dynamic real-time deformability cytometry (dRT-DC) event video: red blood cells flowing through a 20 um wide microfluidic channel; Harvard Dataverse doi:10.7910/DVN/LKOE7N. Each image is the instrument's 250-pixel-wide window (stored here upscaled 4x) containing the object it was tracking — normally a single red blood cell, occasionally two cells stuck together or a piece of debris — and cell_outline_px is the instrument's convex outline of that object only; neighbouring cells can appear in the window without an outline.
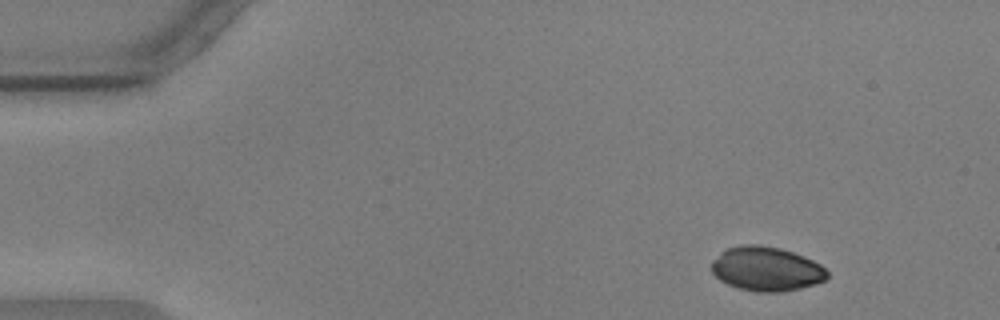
{"species": "common noctule bat (a hibernating species)", "species_latin": "Nyctalus noctula", "temperature_condition": "warm", "stored_images_in_passage": 51, "camera_frame_rate_fps": 3000, "um_per_image_px": 0.085, "animal": {"sex": "male", "body_mass_g": 17.9, "forearm_length_mm": 54.2}, "frame": {"image": 1, "passage_image": 1, "time_ms": 0.0, "image_size_px": [1000, 320], "cell_outline_px": [[828, 276], [824, 280], [800, 288], [780, 292], [756, 292], [736, 288], [720, 280], [712, 272], [712, 260], [720, 252], [728, 248], [740, 244], [760, 244], [780, 248], [804, 256], [820, 264], [828, 272]], "centroid_in_image_um": [65.11, 22.85], "position_along_channel_um": 19.9, "area_um2": 29.88}}
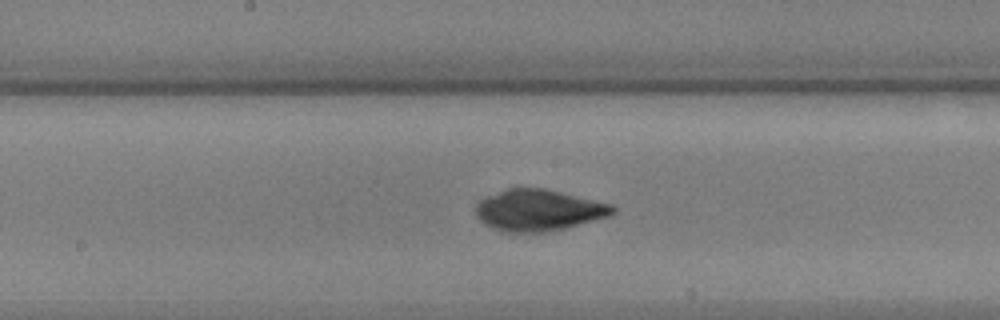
{"frame": {"image": 2, "passage_image": 24, "time_ms": 7.667, "image_size_px": [1000, 320], "cell_outline_px": [[616, 212], [608, 216], [552, 232], [504, 232], [492, 228], [484, 224], [476, 216], [476, 204], [484, 196], [508, 188], [544, 188], [612, 204], [616, 208]], "centroid_in_image_um": [45.75, 17.87], "position_along_channel_um": 202.4, "area_um2": 33.18}}
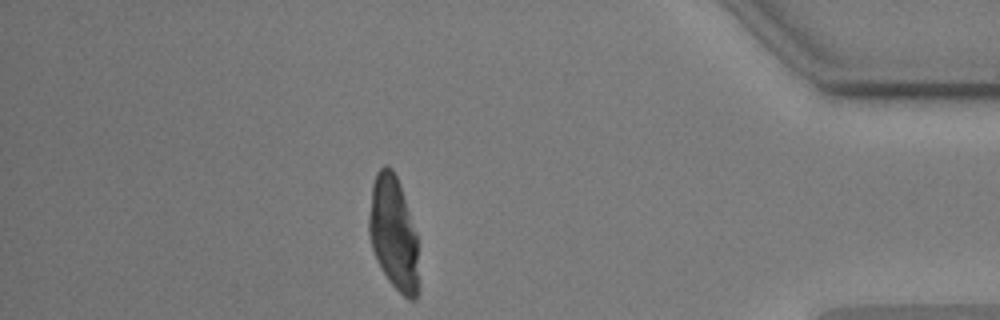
{"frame": {"image": 3, "passage_image": 44, "time_ms": 14.333, "image_size_px": [1000, 320], "cell_outline_px": [[420, 292], [416, 300], [408, 300], [388, 280], [376, 260], [372, 248], [368, 232], [368, 216], [372, 184], [376, 172], [384, 164], [388, 164], [392, 168], [400, 184], [416, 232], [420, 284]], "centroid_in_image_um": [33.46, 19.86], "position_along_channel_um": 401.7, "area_um2": 33.64}}